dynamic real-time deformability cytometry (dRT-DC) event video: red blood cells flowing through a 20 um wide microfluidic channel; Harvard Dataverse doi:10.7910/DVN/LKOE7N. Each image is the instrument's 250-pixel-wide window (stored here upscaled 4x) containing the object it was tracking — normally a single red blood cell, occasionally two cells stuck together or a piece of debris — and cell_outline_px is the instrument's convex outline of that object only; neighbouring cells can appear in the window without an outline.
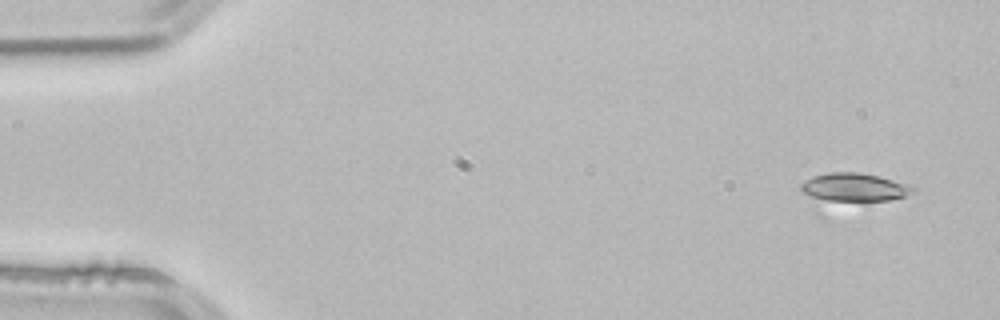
{"species": "common noctule bat (a hibernating species)", "species_latin": "Nyctalus noctula", "temperature_condition": "room temperature", "stored_images_in_passage": 4, "camera_frame_rate_fps": 3000, "um_per_image_px": 0.085, "animal": {"sex": "male", "body_mass_g": 21.5, "forearm_length_mm": 52.0}, "frame": {"image": 1, "passage_image": 1, "time_ms": 0.0, "image_size_px": [1000, 320], "cell_outline_px": [[916, 192], [904, 196], [888, 200], [820, 216], [816, 216], [800, 188], [800, 184], [804, 180], [812, 176], [828, 172], [860, 172], [880, 176], [912, 184], [916, 188]], "centroid_in_image_um": [72.28, 16.23], "position_along_channel_um": 12.7, "area_um2": 23.93}}
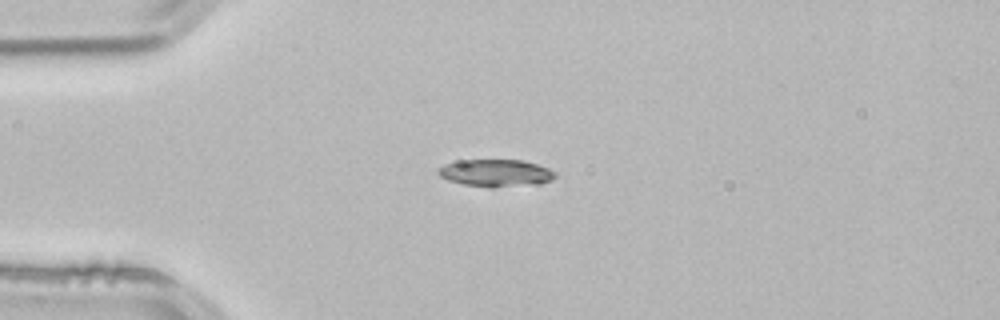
{"frame": {"image": 2, "passage_image": 3, "time_ms": 0.667, "image_size_px": [1000, 320], "cell_outline_px": [[556, 176], [552, 180], [540, 184], [496, 188], [488, 188], [464, 184], [448, 180], [440, 176], [436, 172], [436, 168], [444, 164], [460, 160], [524, 160], [548, 168], [556, 172]], "centroid_in_image_um": [42.14, 14.72], "position_along_channel_um": 42.9, "area_um2": 18.96}}